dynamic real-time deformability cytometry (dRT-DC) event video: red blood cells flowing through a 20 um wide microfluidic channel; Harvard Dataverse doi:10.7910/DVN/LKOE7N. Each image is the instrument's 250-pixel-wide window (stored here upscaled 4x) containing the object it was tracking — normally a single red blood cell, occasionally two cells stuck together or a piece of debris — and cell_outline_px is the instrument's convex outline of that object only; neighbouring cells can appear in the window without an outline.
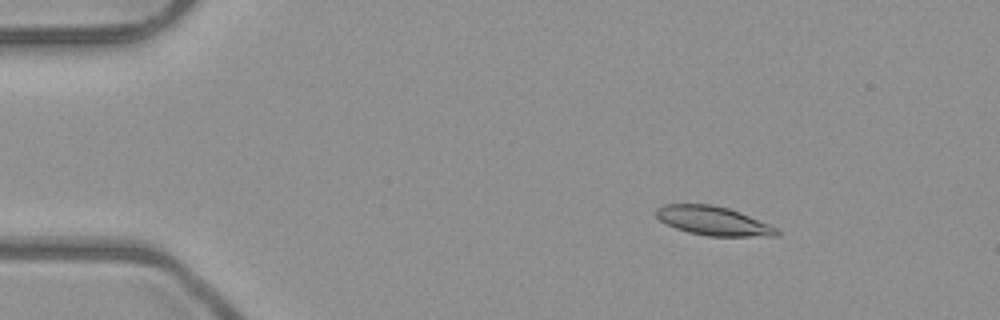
{"species": "common noctule bat (a hibernating species)", "species_latin": "Nyctalus noctula", "temperature_condition": "room temperature", "stored_images_in_passage": 52, "camera_frame_rate_fps": 3000, "um_per_image_px": 0.085, "animal": {"sex": "male", "body_mass_g": 23.1, "forearm_length_mm": 52.7}, "frame": {"image": 1, "passage_image": 8, "time_ms": 2.333, "image_size_px": [1000, 320], "cell_outline_px": [[780, 236], [708, 236], [688, 232], [676, 228], [660, 220], [656, 216], [656, 208], [664, 204], [712, 204], [728, 208], [740, 212], [768, 224], [776, 228], [780, 232]], "centroid_in_image_um": [60.62, 18.77], "position_along_channel_um": 24.4, "area_um2": 20.23}}
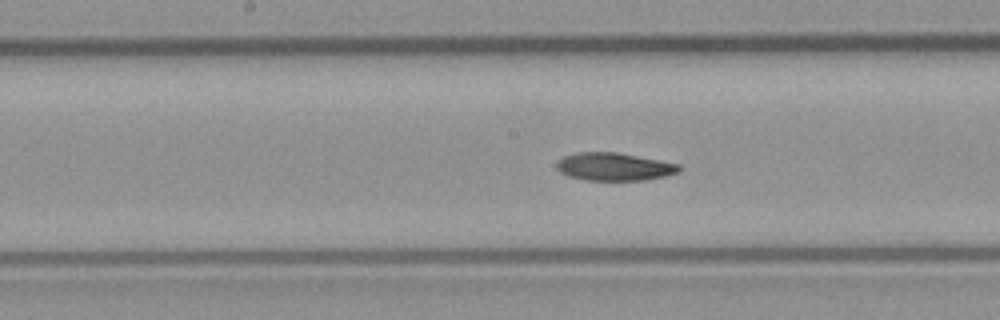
{"frame": {"image": 2, "passage_image": 27, "time_ms": 8.667, "image_size_px": [1000, 320], "cell_outline_px": [[680, 172], [664, 176], [644, 180], [584, 180], [568, 176], [560, 172], [556, 168], [556, 164], [564, 156], [576, 152], [616, 152], [680, 164]], "centroid_in_image_um": [52.19, 14.17], "position_along_channel_um": 196.0, "area_um2": 19.83}}
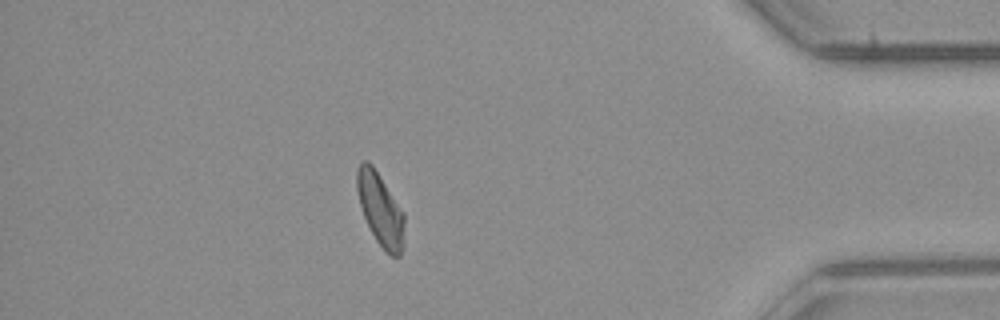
{"frame": {"image": 3, "passage_image": 46, "time_ms": 15.0, "image_size_px": [1000, 320], "cell_outline_px": [[404, 220], [400, 256], [392, 256], [376, 240], [364, 216], [360, 204], [356, 188], [356, 168], [364, 160], [368, 160], [372, 164], [404, 212]], "centroid_in_image_um": [32.3, 17.72], "position_along_channel_um": 402.9, "area_um2": 19.59}, "authors_computed_cell_mechanics": {"area_um2": 20.1722, "velocity_mm_per_s": 3.9686, "shape_relaxation_time_tau1_ms": 5.9023, "shape_relaxation_time_tau2_ms": 5.8622, "deformation_change_tau1": 0.1699, "deformation_change_tau2": 0.1107}}